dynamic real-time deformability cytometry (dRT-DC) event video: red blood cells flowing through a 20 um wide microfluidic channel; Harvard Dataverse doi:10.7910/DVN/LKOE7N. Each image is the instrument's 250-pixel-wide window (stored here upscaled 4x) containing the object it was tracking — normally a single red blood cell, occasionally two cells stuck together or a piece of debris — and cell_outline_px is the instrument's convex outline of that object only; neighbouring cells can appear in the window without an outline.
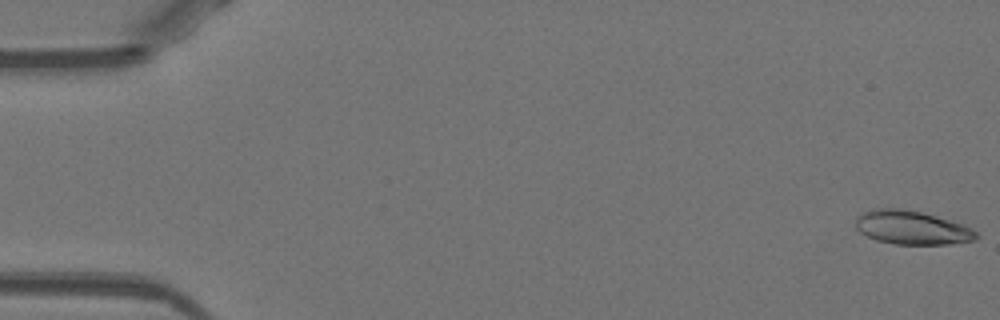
{"species": "Egyptian fruit bat (a non-hibernating species)", "species_latin": "Rousettus aegyptiacus", "temperature_condition": "warm", "stored_images_in_passage": 51, "camera_frame_rate_fps": 3000, "um_per_image_px": 0.085, "animal": {"sex": "female"}, "frame": {"image": 1, "passage_image": 1, "time_ms": 0.0, "image_size_px": [1000, 320], "cell_outline_px": [[980, 236], [976, 240], [948, 244], [896, 244], [876, 240], [860, 232], [856, 228], [856, 216], [860, 212], [872, 208], [900, 208], [920, 212], [936, 216], [964, 224], [972, 228]], "centroid_in_image_um": [77.5, 19.34], "position_along_channel_um": 7.5, "area_um2": 23.87}}
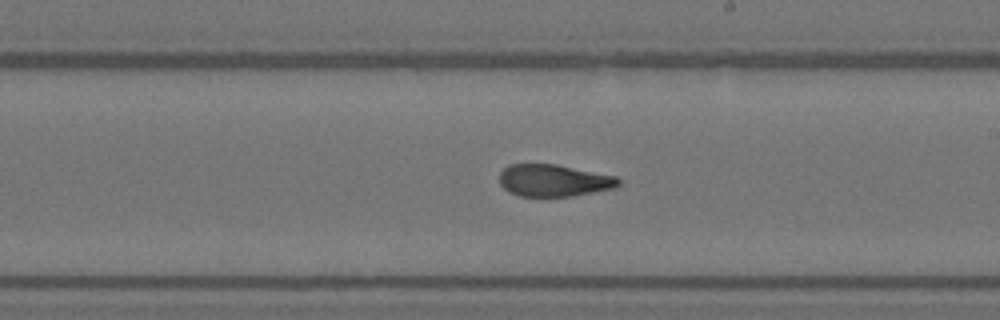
{"frame": {"image": 2, "passage_image": 30, "time_ms": 9.667, "image_size_px": [1000, 320], "cell_outline_px": [[620, 184], [616, 188], [572, 196], [520, 196], [508, 192], [500, 184], [500, 172], [508, 164], [556, 164], [616, 176], [620, 180]], "centroid_in_image_um": [47.07, 15.34], "position_along_channel_um": 241.9, "area_um2": 22.31}}
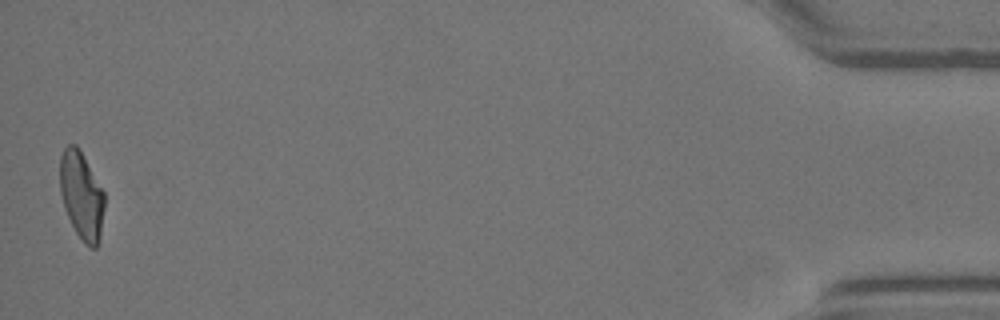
{"frame": {"image": 3, "passage_image": 51, "time_ms": 16.667, "image_size_px": [1000, 320], "cell_outline_px": [[104, 208], [100, 236], [96, 248], [92, 248], [84, 244], [76, 232], [64, 208], [60, 192], [60, 156], [64, 148], [68, 144], [76, 144], [80, 148], [104, 192]], "centroid_in_image_um": [6.92, 16.59], "position_along_channel_um": 428.3, "area_um2": 22.77}, "authors_computed_cell_mechanics": {"area_um2": 23.409, "velocity_mm_per_s": 3.9678, "shape_relaxation_time_tau1_ms": null, "shape_relaxation_time_tau2_ms": 1.8849, "deformation_change_tau1": null, "deformation_change_tau2": 0.0887}}